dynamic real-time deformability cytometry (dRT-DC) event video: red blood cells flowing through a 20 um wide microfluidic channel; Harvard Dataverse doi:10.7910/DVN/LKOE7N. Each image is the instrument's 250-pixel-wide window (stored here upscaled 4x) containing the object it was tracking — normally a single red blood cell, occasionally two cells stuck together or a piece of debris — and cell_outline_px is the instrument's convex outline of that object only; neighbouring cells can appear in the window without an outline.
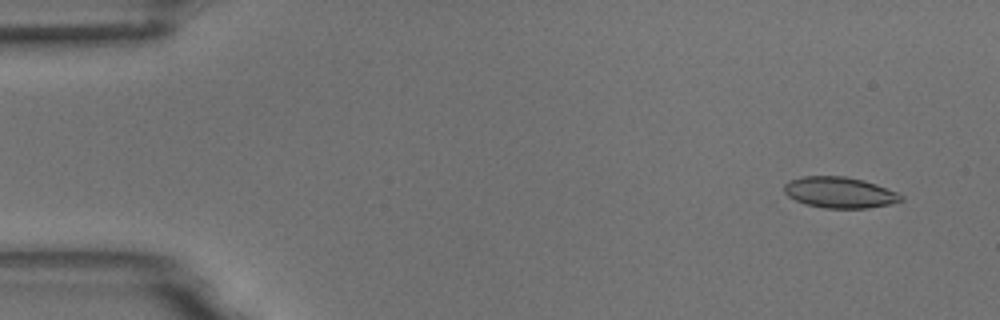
{"species": "common noctule bat (a hibernating species)", "species_latin": "Nyctalus noctula", "temperature_condition": "room temperature", "stored_images_in_passage": 21, "camera_frame_rate_fps": 3000, "um_per_image_px": 0.085, "animal": {"sex": "male", "body_mass_g": 18.8}, "frame": {"image": 1, "passage_image": 4, "time_ms": 1.0, "image_size_px": [1000, 320], "cell_outline_px": [[904, 200], [888, 204], [868, 208], [824, 208], [804, 204], [788, 196], [784, 192], [784, 184], [788, 180], [804, 176], [844, 176], [864, 180], [876, 184], [896, 192], [904, 196]], "centroid_in_image_um": [71.35, 16.36], "position_along_channel_um": 13.7, "area_um2": 21.15}}
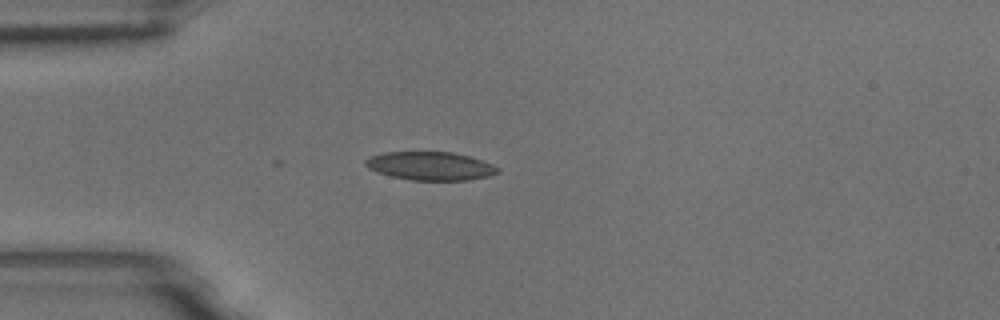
{"frame": {"image": 2, "passage_image": 15, "time_ms": 4.667, "image_size_px": [1000, 320], "cell_outline_px": [[500, 172], [488, 176], [468, 180], [412, 180], [392, 176], [368, 168], [364, 164], [364, 160], [368, 156], [384, 152], [452, 152], [468, 156], [492, 164], [500, 168]], "centroid_in_image_um": [36.57, 14.1], "position_along_channel_um": 48.4, "area_um2": 21.79}}